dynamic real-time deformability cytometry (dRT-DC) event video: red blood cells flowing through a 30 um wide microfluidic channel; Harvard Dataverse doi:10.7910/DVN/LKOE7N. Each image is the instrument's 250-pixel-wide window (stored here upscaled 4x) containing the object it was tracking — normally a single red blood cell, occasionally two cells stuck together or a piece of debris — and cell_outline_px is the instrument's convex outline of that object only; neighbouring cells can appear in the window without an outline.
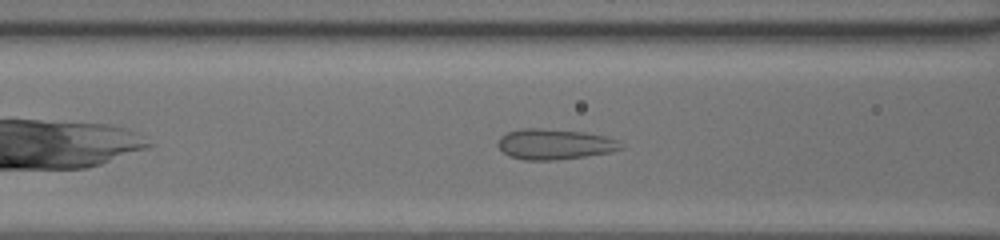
{"species": "common noctule bat (a hibernating species)", "species_latin": "Nyctalus noctula", "temperature_condition": "room temperature", "stored_images_in_passage": 35, "camera_frame_rate_fps": 3000, "um_per_image_px": 0.085, "animal": {"sex": "female", "body_mass_g": 20.0, "forearm_length_mm": 54.0}, "frame": {"image": 1, "passage_image": 8, "time_ms": 2.333, "image_size_px": [1000, 240], "cell_outline_px": [[624, 148], [612, 152], [556, 160], [524, 160], [508, 156], [496, 144], [500, 136], [508, 132], [520, 128], [540, 128], [584, 132], [604, 136], [620, 140], [624, 144]], "centroid_in_image_um": [47.16, 12.25], "position_along_channel_um": 119.4, "area_um2": 22.08}}
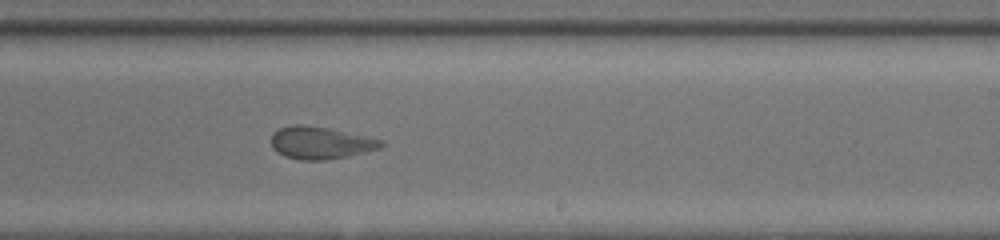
{"frame": {"image": 2, "passage_image": 18, "time_ms": 5.667, "image_size_px": [1000, 240], "cell_outline_px": [[384, 144], [380, 148], [348, 156], [324, 160], [300, 160], [284, 156], [276, 152], [272, 148], [272, 132], [280, 128], [292, 124], [300, 124], [328, 128], [384, 140]], "centroid_in_image_um": [27.21, 12.14], "position_along_channel_um": 261.8, "area_um2": 20.69}}
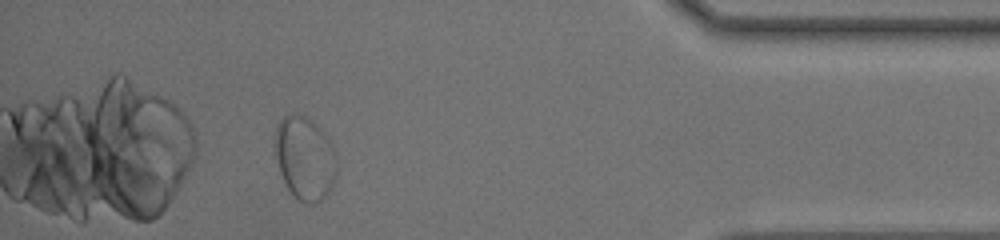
{"frame": {"image": 3, "passage_image": 31, "time_ms": 10.0, "image_size_px": [1000, 240], "cell_outline_px": [[336, 176], [328, 192], [316, 204], [304, 204], [292, 196], [280, 172], [276, 160], [276, 124], [288, 112], [300, 112], [312, 120], [324, 132], [336, 152]], "centroid_in_image_um": [25.91, 13.42], "position_along_channel_um": 409.3, "area_um2": 30.35}}